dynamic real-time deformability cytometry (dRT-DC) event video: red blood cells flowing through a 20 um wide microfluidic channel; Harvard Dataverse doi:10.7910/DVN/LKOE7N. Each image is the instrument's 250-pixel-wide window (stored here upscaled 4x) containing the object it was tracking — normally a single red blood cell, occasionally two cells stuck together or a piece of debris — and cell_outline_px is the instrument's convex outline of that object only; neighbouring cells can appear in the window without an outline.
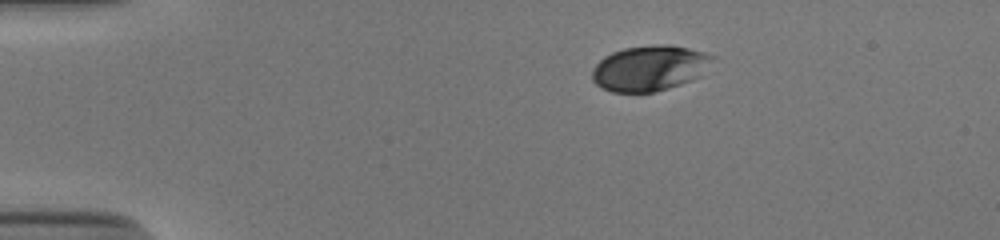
{"species": "human", "species_latin": "Homo sapiens", "temperature_condition": "cold", "stored_images_in_passage": 9, "camera_frame_rate_fps": 3000, "um_per_image_px": 0.085, "donor": {"sex": "male"}, "frame": {"image": 1, "passage_image": 1, "time_ms": 0.0, "image_size_px": [1000, 240], "cell_outline_px": [[716, 56], [700, 76], [692, 80], [668, 88], [652, 92], [612, 92], [600, 88], [592, 80], [592, 68], [604, 56], [612, 52], [624, 48], [656, 44], [672, 44], [704, 52]], "centroid_in_image_um": [55.2, 5.78], "position_along_channel_um": 29.8, "area_um2": 32.02}}